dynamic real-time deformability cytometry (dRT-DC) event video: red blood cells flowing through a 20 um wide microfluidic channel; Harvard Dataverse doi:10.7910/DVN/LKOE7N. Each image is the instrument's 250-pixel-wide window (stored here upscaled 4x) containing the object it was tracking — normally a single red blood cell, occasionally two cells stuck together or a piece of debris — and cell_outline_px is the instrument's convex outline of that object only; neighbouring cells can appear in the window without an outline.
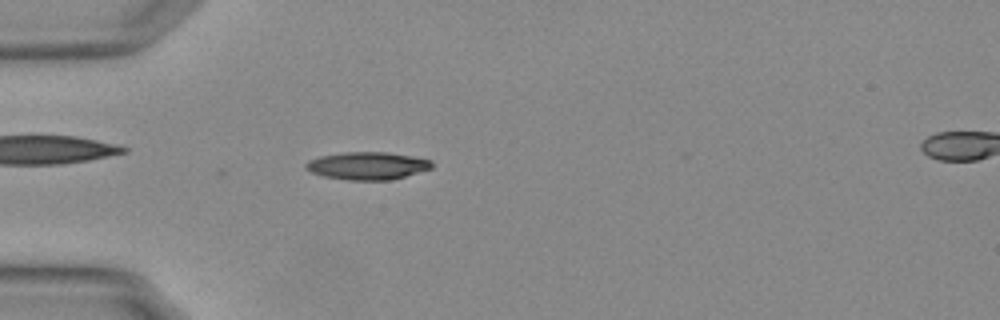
{"species": "Egyptian fruit bat (a non-hibernating species)", "species_latin": "Rousettus aegyptiacus", "temperature_condition": "warm", "stored_images_in_passage": 4, "camera_frame_rate_fps": 3000, "um_per_image_px": 0.085, "animal": {"sex": "female"}, "frame": {"image": 1, "passage_image": 4, "time_ms": 1.0, "image_size_px": [1000, 320], "cell_outline_px": [[432, 168], [392, 180], [348, 180], [324, 176], [312, 172], [304, 168], [304, 164], [308, 160], [320, 156], [344, 152], [388, 152], [412, 156], [432, 160]], "centroid_in_image_um": [31.22, 14.08], "position_along_channel_um": 53.8, "area_um2": 20.35}}